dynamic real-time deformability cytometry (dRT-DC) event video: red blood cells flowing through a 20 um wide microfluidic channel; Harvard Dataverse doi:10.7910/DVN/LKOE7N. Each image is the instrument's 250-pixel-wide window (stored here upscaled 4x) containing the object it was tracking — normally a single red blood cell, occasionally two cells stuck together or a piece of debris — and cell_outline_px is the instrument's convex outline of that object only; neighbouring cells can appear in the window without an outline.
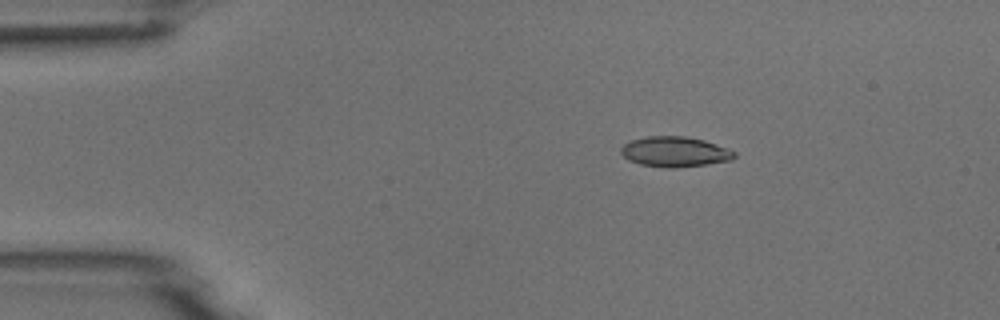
{"species": "common noctule bat (a hibernating species)", "species_latin": "Nyctalus noctula", "temperature_condition": "room temperature", "stored_images_in_passage": 5, "camera_frame_rate_fps": 3000, "um_per_image_px": 0.085, "animal": {"sex": "male", "body_mass_g": 18.8}, "frame": {"image": 1, "passage_image": 3, "time_ms": 2.333, "image_size_px": [1000, 320], "cell_outline_px": [[736, 156], [732, 160], [676, 168], [664, 168], [640, 164], [628, 160], [620, 152], [620, 148], [624, 144], [632, 140], [648, 136], [684, 136], [704, 140], [728, 148], [736, 152]], "centroid_in_image_um": [57.36, 12.9], "position_along_channel_um": 27.6, "area_um2": 20.0}}
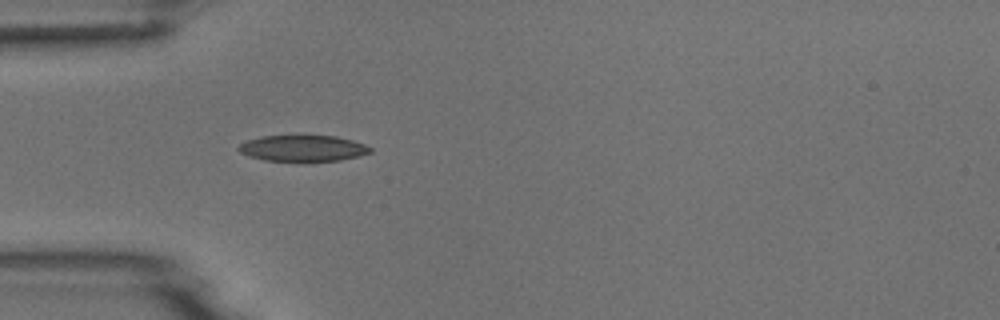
{"frame": {"image": 2, "passage_image": 5, "time_ms": 4.667, "image_size_px": [1000, 320], "cell_outline_px": [[372, 152], [340, 160], [264, 160], [248, 156], [240, 152], [236, 148], [244, 140], [260, 136], [336, 136], [352, 140], [364, 144], [372, 148]], "centroid_in_image_um": [25.69, 12.58], "position_along_channel_um": 59.3, "area_um2": 19.77}}